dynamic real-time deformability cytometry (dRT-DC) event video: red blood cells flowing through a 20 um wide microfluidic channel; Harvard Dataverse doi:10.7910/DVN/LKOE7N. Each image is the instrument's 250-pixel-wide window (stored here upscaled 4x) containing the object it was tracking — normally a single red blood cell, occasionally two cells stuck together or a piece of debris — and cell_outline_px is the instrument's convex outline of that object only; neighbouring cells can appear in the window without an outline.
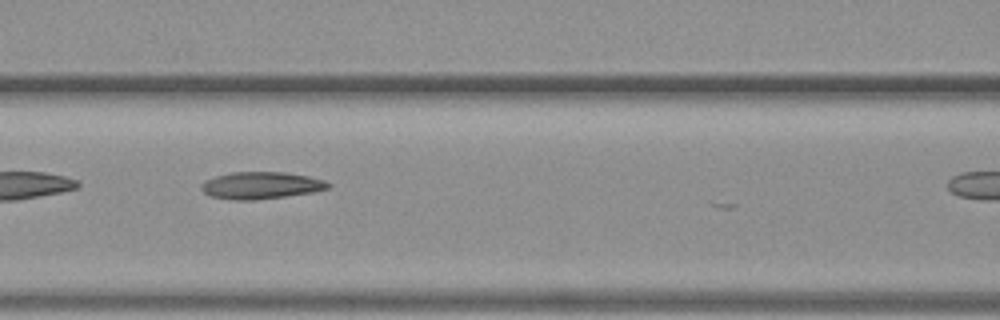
{"species": "common noctule bat (a hibernating species)", "species_latin": "Nyctalus noctula", "temperature_condition": "warm", "stored_images_in_passage": 9, "camera_frame_rate_fps": 3000, "um_per_image_px": 0.085, "animal": {"sex": "female", "body_mass_g": 19.3, "forearm_length_mm": 54.1}, "frame": {"image": 1, "passage_image": 7, "time_ms": 2.0, "image_size_px": [1000, 320], "cell_outline_px": [[332, 184], [328, 188], [312, 192], [256, 200], [232, 200], [212, 196], [204, 192], [200, 188], [200, 184], [204, 180], [216, 176], [232, 172], [284, 172], [308, 176], [324, 180]], "centroid_in_image_um": [22.16, 15.75], "position_along_channel_um": 144.4, "area_um2": 19.94}}